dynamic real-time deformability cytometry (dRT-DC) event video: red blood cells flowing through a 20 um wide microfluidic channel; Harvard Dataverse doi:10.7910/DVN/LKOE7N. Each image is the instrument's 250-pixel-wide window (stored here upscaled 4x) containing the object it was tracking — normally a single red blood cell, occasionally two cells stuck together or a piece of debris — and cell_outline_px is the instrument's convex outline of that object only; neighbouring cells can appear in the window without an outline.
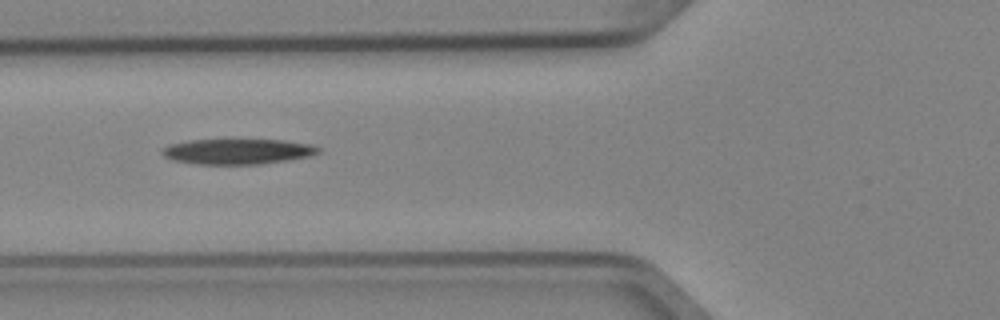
{"species": "Egyptian fruit bat (a non-hibernating species)", "species_latin": "Rousettus aegyptiacus", "temperature_condition": "cold", "stored_images_in_passage": 6, "camera_frame_rate_fps": 3000, "um_per_image_px": 0.085, "animal": {"sex": "female"}, "frame": {"image": 1, "passage_image": 3, "time_ms": 0.667, "image_size_px": [1000, 320], "cell_outline_px": [[320, 152], [308, 156], [288, 160], [260, 164], [196, 164], [172, 160], [164, 156], [160, 152], [168, 144], [188, 140], [284, 140], [312, 144], [320, 148]], "centroid_in_image_um": [20.18, 12.87], "position_along_channel_um": 105.6, "area_um2": 23.12}}
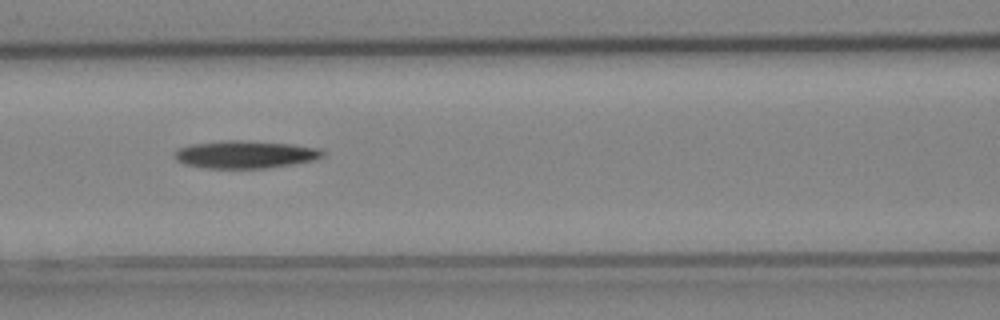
{"frame": {"image": 2, "passage_image": 4, "time_ms": 1.0, "image_size_px": [1000, 320], "cell_outline_px": [[324, 156], [316, 160], [268, 168], [208, 168], [184, 164], [176, 160], [176, 152], [180, 148], [192, 144], [228, 140], [240, 140], [292, 144], [316, 148], [324, 152]], "centroid_in_image_um": [20.88, 13.13], "position_along_channel_um": 145.7, "area_um2": 23.58}}